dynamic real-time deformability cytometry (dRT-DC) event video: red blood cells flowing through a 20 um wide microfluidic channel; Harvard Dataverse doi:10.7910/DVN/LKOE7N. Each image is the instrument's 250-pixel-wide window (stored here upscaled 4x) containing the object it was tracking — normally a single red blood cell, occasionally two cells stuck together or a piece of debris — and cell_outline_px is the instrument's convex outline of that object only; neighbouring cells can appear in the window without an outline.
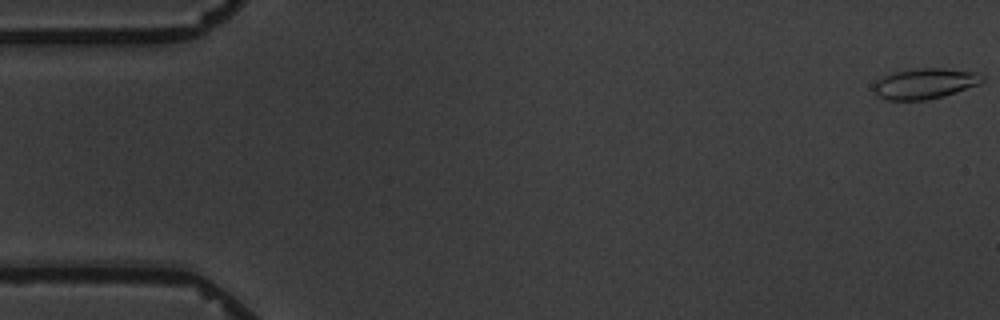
{"species": "common noctule bat (a hibernating species)", "species_latin": "Nyctalus noctula", "temperature_condition": "warm", "stored_images_in_passage": 4, "camera_frame_rate_fps": 3000, "um_per_image_px": 0.085, "animal": {"sex": "male", "body_mass_g": 19.5, "forearm_length_mm": 54.6}, "frame": {"image": 1, "passage_image": 4, "time_ms": 4.667, "image_size_px": [1000, 320], "cell_outline_px": [[984, 80], [980, 84], [944, 96], [928, 100], [888, 100], [880, 96], [872, 88], [872, 84], [876, 80], [892, 72], [916, 68], [944, 68], [976, 72], [984, 76]], "centroid_in_image_um": [78.61, 7.09], "position_along_channel_um": 6.4, "area_um2": 19.48}}